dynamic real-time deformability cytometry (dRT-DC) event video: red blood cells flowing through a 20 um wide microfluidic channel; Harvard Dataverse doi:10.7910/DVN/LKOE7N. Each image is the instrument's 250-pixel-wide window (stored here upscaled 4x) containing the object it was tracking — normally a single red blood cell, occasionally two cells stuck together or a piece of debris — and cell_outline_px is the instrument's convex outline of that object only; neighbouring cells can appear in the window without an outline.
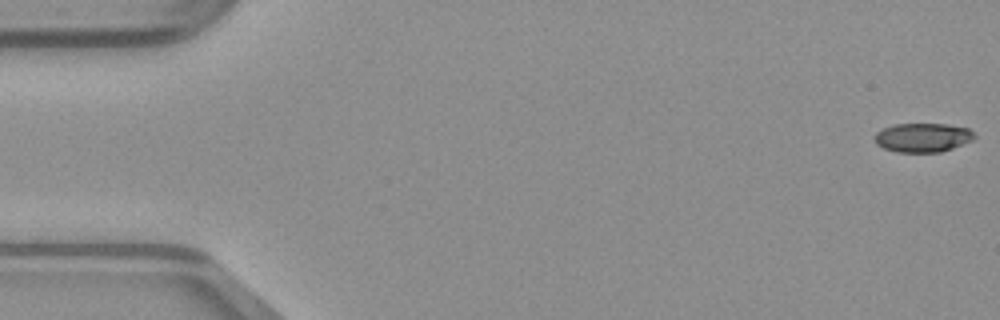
{"species": "common noctule bat (a hibernating species)", "species_latin": "Nyctalus noctula", "temperature_condition": "warm", "stored_images_in_passage": 50, "camera_frame_rate_fps": 3000, "um_per_image_px": 0.085, "animal": {"sex": "male", "body_mass_g": 23.1, "forearm_length_mm": 52.7}, "frame": {"image": 1, "passage_image": 1, "time_ms": 0.0, "image_size_px": [1000, 320], "cell_outline_px": [[976, 136], [972, 140], [952, 148], [940, 152], [896, 152], [884, 148], [876, 144], [872, 136], [876, 132], [884, 128], [896, 124], [948, 124], [968, 128]], "centroid_in_image_um": [78.4, 11.69], "position_along_channel_um": 6.6, "area_um2": 16.88}}
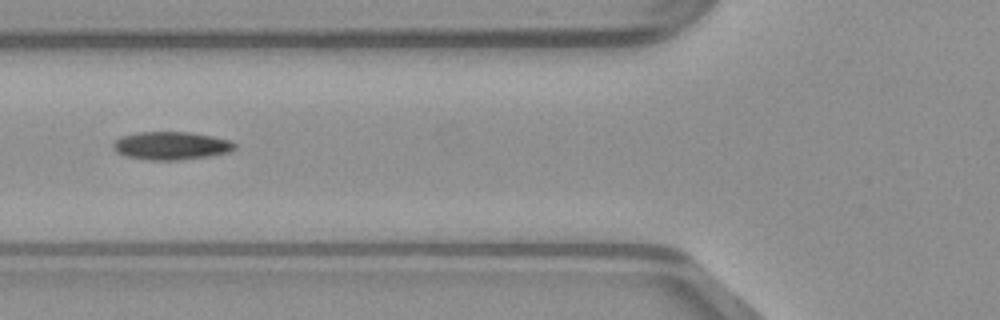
{"frame": {"image": 2, "passage_image": 19, "time_ms": 6.0, "image_size_px": [1000, 320], "cell_outline_px": [[236, 148], [228, 152], [212, 156], [180, 160], [148, 160], [124, 156], [116, 152], [112, 148], [112, 144], [120, 136], [140, 132], [192, 132], [232, 140], [236, 144]], "centroid_in_image_um": [14.55, 12.39], "position_along_channel_um": 111.2, "area_um2": 20.17}}
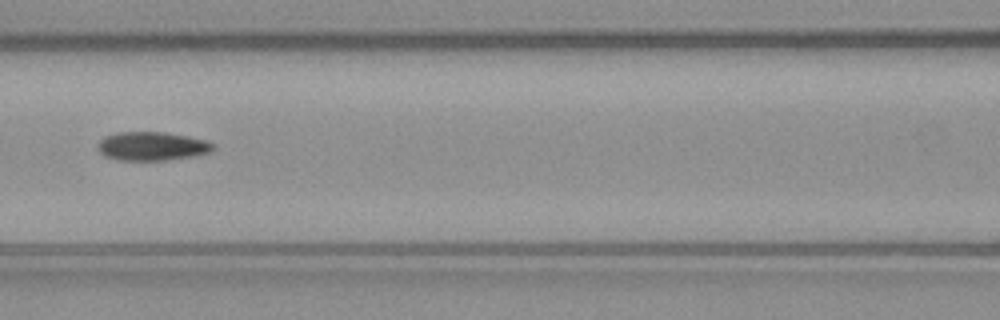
{"frame": {"image": 3, "passage_image": 22, "time_ms": 7.0, "image_size_px": [1000, 320], "cell_outline_px": [[216, 148], [212, 152], [196, 156], [168, 160], [116, 160], [104, 156], [96, 148], [100, 140], [104, 136], [116, 132], [164, 132], [188, 136], [208, 140], [216, 144]], "centroid_in_image_um": [12.96, 12.43], "position_along_channel_um": 153.6, "area_um2": 19.77}}